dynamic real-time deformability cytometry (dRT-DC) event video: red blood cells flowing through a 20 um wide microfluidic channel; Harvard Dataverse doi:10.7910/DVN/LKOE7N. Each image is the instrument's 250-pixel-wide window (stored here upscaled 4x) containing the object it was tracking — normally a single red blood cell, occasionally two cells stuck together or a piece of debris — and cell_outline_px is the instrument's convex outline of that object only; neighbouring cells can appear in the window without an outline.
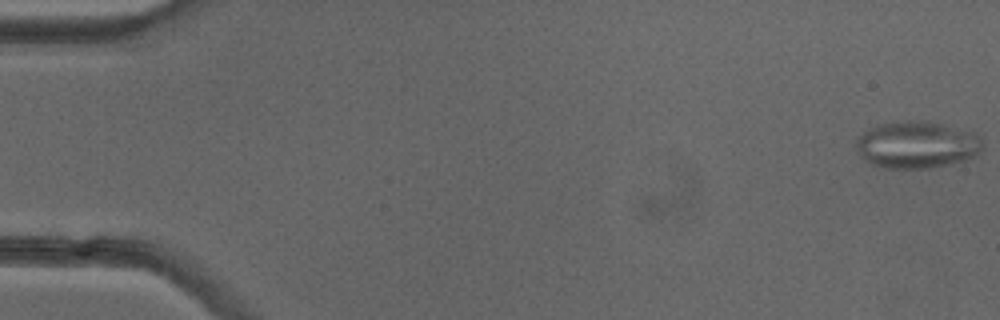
{"species": "common noctule bat (a hibernating species)", "species_latin": "Nyctalus noctula", "temperature_condition": "cold", "stored_images_in_passage": 51, "segment_of_instrument_passage": [1, 2], "camera_frame_rate_fps": 3000, "um_per_image_px": 0.085, "animal": {"sex": "female"}, "frame": {"image": 1, "passage_image": 1, "time_ms": 0.0, "image_size_px": [1000, 320], "cell_outline_px": [[984, 148], [976, 156], [952, 164], [928, 168], [884, 168], [872, 164], [864, 160], [860, 156], [856, 148], [856, 136], [876, 124], [900, 120], [928, 120], [944, 124], [972, 132], [984, 144]], "centroid_in_image_um": [77.9, 12.29], "position_along_channel_um": 7.1, "area_um2": 35.26}}